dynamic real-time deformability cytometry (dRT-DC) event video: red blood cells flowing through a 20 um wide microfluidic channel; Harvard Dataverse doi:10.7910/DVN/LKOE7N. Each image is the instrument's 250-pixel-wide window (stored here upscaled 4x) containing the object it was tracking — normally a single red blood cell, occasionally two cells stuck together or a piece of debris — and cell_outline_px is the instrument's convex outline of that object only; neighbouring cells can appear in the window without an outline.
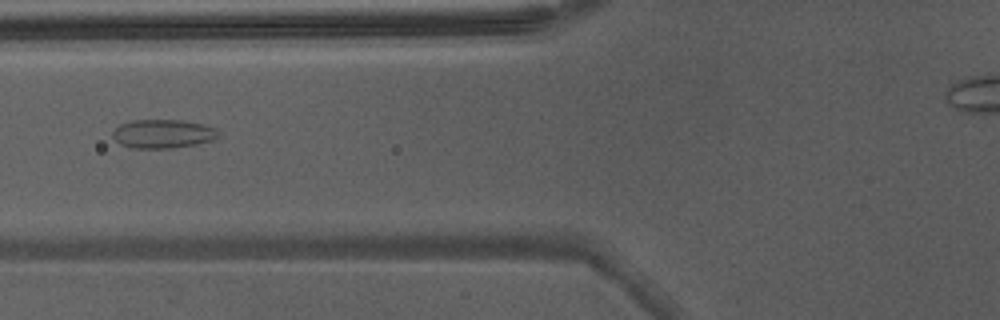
{"species": "Egyptian fruit bat (a non-hibernating species)", "species_latin": "Rousettus aegyptiacus", "temperature_condition": "warm", "stored_images_in_passage": 46, "camera_frame_rate_fps": 3000, "um_per_image_px": 0.085, "animal": {"sex": "male"}, "frame": {"image": 1, "passage_image": 20, "time_ms": 6.333, "image_size_px": [1000, 320], "cell_outline_px": [[220, 136], [212, 140], [196, 144], [172, 148], [132, 148], [120, 144], [112, 136], [112, 132], [120, 124], [132, 120], [184, 120], [216, 128], [220, 132]], "centroid_in_image_um": [13.85, 11.37], "position_along_channel_um": 111.9, "area_um2": 17.74}}
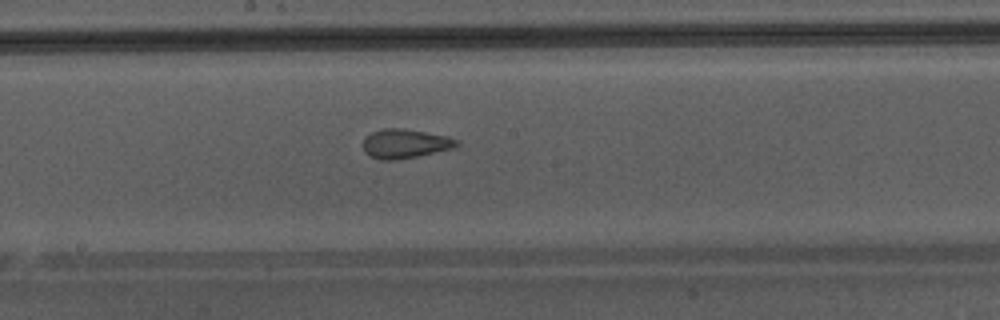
{"frame": {"image": 2, "passage_image": 27, "time_ms": 8.667, "image_size_px": [1000, 320], "cell_outline_px": [[460, 144], [452, 148], [416, 156], [396, 160], [380, 160], [368, 156], [364, 152], [364, 136], [372, 132], [384, 128], [404, 128], [448, 136], [460, 140]], "centroid_in_image_um": [34.41, 12.2], "position_along_channel_um": 213.8, "area_um2": 16.01}}